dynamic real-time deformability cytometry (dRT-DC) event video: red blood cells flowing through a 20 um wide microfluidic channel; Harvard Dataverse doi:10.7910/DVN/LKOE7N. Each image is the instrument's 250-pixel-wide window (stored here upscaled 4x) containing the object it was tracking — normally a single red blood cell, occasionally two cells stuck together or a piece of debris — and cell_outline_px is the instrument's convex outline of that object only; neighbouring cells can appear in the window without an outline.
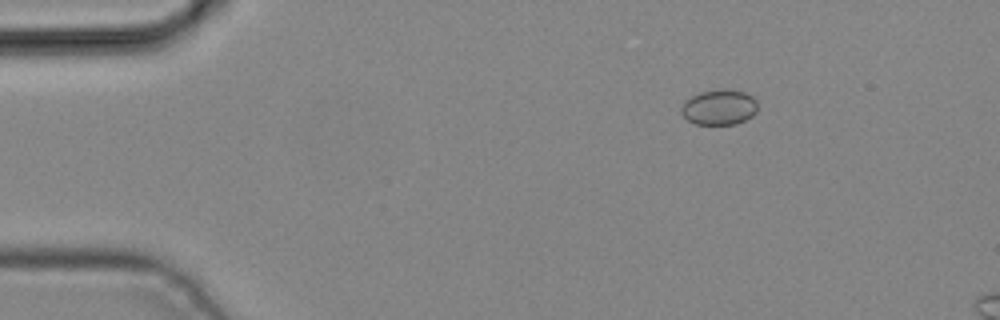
{"species": "common noctule bat (a hibernating species)", "species_latin": "Nyctalus noctula", "temperature_condition": "cold", "stored_images_in_passage": 2, "camera_frame_rate_fps": 3000, "um_per_image_px": 0.085, "animal": {"sex": "male", "body_mass_g": 19.2, "forearm_length_mm": 51.8}, "frame": {"image": 1, "passage_image": 2, "time_ms": 0.333, "image_size_px": [1000, 320], "cell_outline_px": [[756, 112], [752, 116], [736, 124], [696, 124], [688, 120], [680, 112], [680, 108], [692, 96], [700, 92], [728, 88], [744, 92], [752, 96], [756, 100]], "centroid_in_image_um": [61.14, 9.11], "position_along_channel_um": 23.9, "area_um2": 15.61}}